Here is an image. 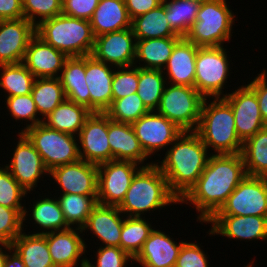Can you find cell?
I'll return each instance as SVG.
<instances>
[{"label":"cell","instance_id":"6da1fadb","mask_svg":"<svg viewBox=\"0 0 267 267\" xmlns=\"http://www.w3.org/2000/svg\"><path fill=\"white\" fill-rule=\"evenodd\" d=\"M247 176L241 153L211 154L196 184L180 200L195 207L197 222H207Z\"/></svg>","mask_w":267,"mask_h":267},{"label":"cell","instance_id":"7a4b0ae2","mask_svg":"<svg viewBox=\"0 0 267 267\" xmlns=\"http://www.w3.org/2000/svg\"><path fill=\"white\" fill-rule=\"evenodd\" d=\"M164 154L155 164L167 179L170 191L181 200L196 184L211 152L195 131H183Z\"/></svg>","mask_w":267,"mask_h":267},{"label":"cell","instance_id":"3957f363","mask_svg":"<svg viewBox=\"0 0 267 267\" xmlns=\"http://www.w3.org/2000/svg\"><path fill=\"white\" fill-rule=\"evenodd\" d=\"M180 205V200L170 191L167 179L154 163L141 167L130 183L123 201L117 206L128 217H145L165 207Z\"/></svg>","mask_w":267,"mask_h":267},{"label":"cell","instance_id":"277c9868","mask_svg":"<svg viewBox=\"0 0 267 267\" xmlns=\"http://www.w3.org/2000/svg\"><path fill=\"white\" fill-rule=\"evenodd\" d=\"M195 132L209 152L211 149V154L242 152L243 142L236 132L234 113L223 98H205Z\"/></svg>","mask_w":267,"mask_h":267},{"label":"cell","instance_id":"5b68a950","mask_svg":"<svg viewBox=\"0 0 267 267\" xmlns=\"http://www.w3.org/2000/svg\"><path fill=\"white\" fill-rule=\"evenodd\" d=\"M36 35L68 57L91 55L95 41L90 21L64 14L42 21Z\"/></svg>","mask_w":267,"mask_h":267},{"label":"cell","instance_id":"8992f818","mask_svg":"<svg viewBox=\"0 0 267 267\" xmlns=\"http://www.w3.org/2000/svg\"><path fill=\"white\" fill-rule=\"evenodd\" d=\"M235 16L227 0L202 2L196 21L184 37L198 47L225 46V42H231Z\"/></svg>","mask_w":267,"mask_h":267},{"label":"cell","instance_id":"52a82bcc","mask_svg":"<svg viewBox=\"0 0 267 267\" xmlns=\"http://www.w3.org/2000/svg\"><path fill=\"white\" fill-rule=\"evenodd\" d=\"M224 46L198 47L195 62L194 87L204 98H224L228 76L234 72ZM231 62V64H230Z\"/></svg>","mask_w":267,"mask_h":267},{"label":"cell","instance_id":"ba28073f","mask_svg":"<svg viewBox=\"0 0 267 267\" xmlns=\"http://www.w3.org/2000/svg\"><path fill=\"white\" fill-rule=\"evenodd\" d=\"M204 100L195 87L167 83L156 112L182 131H195Z\"/></svg>","mask_w":267,"mask_h":267},{"label":"cell","instance_id":"9c48e42d","mask_svg":"<svg viewBox=\"0 0 267 267\" xmlns=\"http://www.w3.org/2000/svg\"><path fill=\"white\" fill-rule=\"evenodd\" d=\"M42 157L49 172L60 165L80 159L77 136L49 128L39 123L22 132Z\"/></svg>","mask_w":267,"mask_h":267},{"label":"cell","instance_id":"30bf717a","mask_svg":"<svg viewBox=\"0 0 267 267\" xmlns=\"http://www.w3.org/2000/svg\"><path fill=\"white\" fill-rule=\"evenodd\" d=\"M214 215L267 216V178L247 175Z\"/></svg>","mask_w":267,"mask_h":267},{"label":"cell","instance_id":"8fae6325","mask_svg":"<svg viewBox=\"0 0 267 267\" xmlns=\"http://www.w3.org/2000/svg\"><path fill=\"white\" fill-rule=\"evenodd\" d=\"M142 166L131 161L112 160L98 165L97 202L118 206L132 178Z\"/></svg>","mask_w":267,"mask_h":267},{"label":"cell","instance_id":"7c38bea8","mask_svg":"<svg viewBox=\"0 0 267 267\" xmlns=\"http://www.w3.org/2000/svg\"><path fill=\"white\" fill-rule=\"evenodd\" d=\"M15 136L18 137V141L15 148H12L14 150L10 156L11 161L8 160L9 162L6 161L8 164L3 165L26 191L32 192L45 174L49 176V170L29 139L19 132Z\"/></svg>","mask_w":267,"mask_h":267},{"label":"cell","instance_id":"4fadbf2b","mask_svg":"<svg viewBox=\"0 0 267 267\" xmlns=\"http://www.w3.org/2000/svg\"><path fill=\"white\" fill-rule=\"evenodd\" d=\"M144 152L151 157L161 155L183 132L172 121L156 111H150L131 124ZM158 153V154H157Z\"/></svg>","mask_w":267,"mask_h":267},{"label":"cell","instance_id":"5bb4252c","mask_svg":"<svg viewBox=\"0 0 267 267\" xmlns=\"http://www.w3.org/2000/svg\"><path fill=\"white\" fill-rule=\"evenodd\" d=\"M77 139L80 159L95 165L113 160L108 142V116L105 113L92 112Z\"/></svg>","mask_w":267,"mask_h":267},{"label":"cell","instance_id":"9a60e30c","mask_svg":"<svg viewBox=\"0 0 267 267\" xmlns=\"http://www.w3.org/2000/svg\"><path fill=\"white\" fill-rule=\"evenodd\" d=\"M232 108L236 132L244 143L267 125L262 119L256 93L245 83L223 98Z\"/></svg>","mask_w":267,"mask_h":267},{"label":"cell","instance_id":"2e32d148","mask_svg":"<svg viewBox=\"0 0 267 267\" xmlns=\"http://www.w3.org/2000/svg\"><path fill=\"white\" fill-rule=\"evenodd\" d=\"M49 178L59 186L56 191L61 190L55 195H97L98 165L82 159L53 168L49 172Z\"/></svg>","mask_w":267,"mask_h":267},{"label":"cell","instance_id":"e0dca14e","mask_svg":"<svg viewBox=\"0 0 267 267\" xmlns=\"http://www.w3.org/2000/svg\"><path fill=\"white\" fill-rule=\"evenodd\" d=\"M136 39L131 28L95 37L91 55L115 68L131 67L135 63Z\"/></svg>","mask_w":267,"mask_h":267},{"label":"cell","instance_id":"ac0fdd59","mask_svg":"<svg viewBox=\"0 0 267 267\" xmlns=\"http://www.w3.org/2000/svg\"><path fill=\"white\" fill-rule=\"evenodd\" d=\"M206 224H212L207 233L210 237L222 235L231 240H267V216L213 215Z\"/></svg>","mask_w":267,"mask_h":267},{"label":"cell","instance_id":"d6986e66","mask_svg":"<svg viewBox=\"0 0 267 267\" xmlns=\"http://www.w3.org/2000/svg\"><path fill=\"white\" fill-rule=\"evenodd\" d=\"M81 228L69 227L46 234L55 267H85L88 250ZM87 253V255H86ZM80 264V265H79Z\"/></svg>","mask_w":267,"mask_h":267},{"label":"cell","instance_id":"ffe728a7","mask_svg":"<svg viewBox=\"0 0 267 267\" xmlns=\"http://www.w3.org/2000/svg\"><path fill=\"white\" fill-rule=\"evenodd\" d=\"M36 27L24 17L0 20V65L23 62Z\"/></svg>","mask_w":267,"mask_h":267},{"label":"cell","instance_id":"44dd1931","mask_svg":"<svg viewBox=\"0 0 267 267\" xmlns=\"http://www.w3.org/2000/svg\"><path fill=\"white\" fill-rule=\"evenodd\" d=\"M115 67L85 56V78L90 92V111L104 113L113 101L112 80Z\"/></svg>","mask_w":267,"mask_h":267},{"label":"cell","instance_id":"7402d4cb","mask_svg":"<svg viewBox=\"0 0 267 267\" xmlns=\"http://www.w3.org/2000/svg\"><path fill=\"white\" fill-rule=\"evenodd\" d=\"M171 237L172 235L154 227L133 262L138 263L140 267H175L177 257L185 242L184 240L176 242Z\"/></svg>","mask_w":267,"mask_h":267},{"label":"cell","instance_id":"603a6c76","mask_svg":"<svg viewBox=\"0 0 267 267\" xmlns=\"http://www.w3.org/2000/svg\"><path fill=\"white\" fill-rule=\"evenodd\" d=\"M125 215L117 206L97 204L85 225L81 228L83 235L91 232L100 246L120 247V235ZM86 231V232H85Z\"/></svg>","mask_w":267,"mask_h":267},{"label":"cell","instance_id":"cb8c5ba5","mask_svg":"<svg viewBox=\"0 0 267 267\" xmlns=\"http://www.w3.org/2000/svg\"><path fill=\"white\" fill-rule=\"evenodd\" d=\"M108 142L113 160L131 161L143 166L155 163L143 150L131 124L120 123L108 117ZM148 160V162H147Z\"/></svg>","mask_w":267,"mask_h":267},{"label":"cell","instance_id":"d4e9b609","mask_svg":"<svg viewBox=\"0 0 267 267\" xmlns=\"http://www.w3.org/2000/svg\"><path fill=\"white\" fill-rule=\"evenodd\" d=\"M68 56L35 35L29 42L23 63L36 78L59 77Z\"/></svg>","mask_w":267,"mask_h":267},{"label":"cell","instance_id":"484cf974","mask_svg":"<svg viewBox=\"0 0 267 267\" xmlns=\"http://www.w3.org/2000/svg\"><path fill=\"white\" fill-rule=\"evenodd\" d=\"M47 196L48 197H46V193L44 196H40L39 194V197L41 198L33 201V207L32 204L31 207L30 205H28L29 208L25 206L22 217L23 229L27 226L25 225V222L27 223V221L29 220H32L31 222H34L32 224H36L35 229H38L40 227L38 230H35L31 234L45 235L51 232L65 230L70 227L65 220L64 214L56 196L54 195V197H52V192L50 196Z\"/></svg>","mask_w":267,"mask_h":267},{"label":"cell","instance_id":"4316f807","mask_svg":"<svg viewBox=\"0 0 267 267\" xmlns=\"http://www.w3.org/2000/svg\"><path fill=\"white\" fill-rule=\"evenodd\" d=\"M198 46L182 37L175 45L162 70L167 83L194 87L195 62Z\"/></svg>","mask_w":267,"mask_h":267},{"label":"cell","instance_id":"83f0119b","mask_svg":"<svg viewBox=\"0 0 267 267\" xmlns=\"http://www.w3.org/2000/svg\"><path fill=\"white\" fill-rule=\"evenodd\" d=\"M58 78L66 99L90 110V92L85 78V56L68 57Z\"/></svg>","mask_w":267,"mask_h":267},{"label":"cell","instance_id":"f1b7e54d","mask_svg":"<svg viewBox=\"0 0 267 267\" xmlns=\"http://www.w3.org/2000/svg\"><path fill=\"white\" fill-rule=\"evenodd\" d=\"M125 0H99L98 6L90 19L94 37L102 34L131 28Z\"/></svg>","mask_w":267,"mask_h":267},{"label":"cell","instance_id":"f546056e","mask_svg":"<svg viewBox=\"0 0 267 267\" xmlns=\"http://www.w3.org/2000/svg\"><path fill=\"white\" fill-rule=\"evenodd\" d=\"M181 38L167 37L136 40L134 66L143 69L163 70L176 43Z\"/></svg>","mask_w":267,"mask_h":267},{"label":"cell","instance_id":"4dcf8cb0","mask_svg":"<svg viewBox=\"0 0 267 267\" xmlns=\"http://www.w3.org/2000/svg\"><path fill=\"white\" fill-rule=\"evenodd\" d=\"M91 113L85 106L65 99L42 123L54 130L77 136Z\"/></svg>","mask_w":267,"mask_h":267},{"label":"cell","instance_id":"1f68e13d","mask_svg":"<svg viewBox=\"0 0 267 267\" xmlns=\"http://www.w3.org/2000/svg\"><path fill=\"white\" fill-rule=\"evenodd\" d=\"M23 232L13 241L12 248L22 258L25 267H55L45 235Z\"/></svg>","mask_w":267,"mask_h":267},{"label":"cell","instance_id":"d6a6232c","mask_svg":"<svg viewBox=\"0 0 267 267\" xmlns=\"http://www.w3.org/2000/svg\"><path fill=\"white\" fill-rule=\"evenodd\" d=\"M131 29L136 40L182 37L168 24L166 8L163 3L157 8L132 19Z\"/></svg>","mask_w":267,"mask_h":267},{"label":"cell","instance_id":"836d02e7","mask_svg":"<svg viewBox=\"0 0 267 267\" xmlns=\"http://www.w3.org/2000/svg\"><path fill=\"white\" fill-rule=\"evenodd\" d=\"M241 154L247 175L267 178V126L243 143Z\"/></svg>","mask_w":267,"mask_h":267},{"label":"cell","instance_id":"e575fe53","mask_svg":"<svg viewBox=\"0 0 267 267\" xmlns=\"http://www.w3.org/2000/svg\"><path fill=\"white\" fill-rule=\"evenodd\" d=\"M35 79L23 62L0 65V89L5 98L30 94Z\"/></svg>","mask_w":267,"mask_h":267},{"label":"cell","instance_id":"d590c367","mask_svg":"<svg viewBox=\"0 0 267 267\" xmlns=\"http://www.w3.org/2000/svg\"><path fill=\"white\" fill-rule=\"evenodd\" d=\"M31 94L39 117L41 115L42 120L66 99L64 89L58 77L36 78Z\"/></svg>","mask_w":267,"mask_h":267},{"label":"cell","instance_id":"8d00e7d4","mask_svg":"<svg viewBox=\"0 0 267 267\" xmlns=\"http://www.w3.org/2000/svg\"><path fill=\"white\" fill-rule=\"evenodd\" d=\"M56 198L67 224L73 228H82L93 208L98 204L97 195L69 193L56 195Z\"/></svg>","mask_w":267,"mask_h":267},{"label":"cell","instance_id":"74e56055","mask_svg":"<svg viewBox=\"0 0 267 267\" xmlns=\"http://www.w3.org/2000/svg\"><path fill=\"white\" fill-rule=\"evenodd\" d=\"M153 222L146 217L125 216L120 235V248L131 258H135L141 251L145 240L154 230Z\"/></svg>","mask_w":267,"mask_h":267},{"label":"cell","instance_id":"f35d334b","mask_svg":"<svg viewBox=\"0 0 267 267\" xmlns=\"http://www.w3.org/2000/svg\"><path fill=\"white\" fill-rule=\"evenodd\" d=\"M167 80L162 70L143 69L138 67L137 94L150 111L159 106Z\"/></svg>","mask_w":267,"mask_h":267},{"label":"cell","instance_id":"ab89813d","mask_svg":"<svg viewBox=\"0 0 267 267\" xmlns=\"http://www.w3.org/2000/svg\"><path fill=\"white\" fill-rule=\"evenodd\" d=\"M166 18L171 28L184 37L196 21L200 4L188 0H163Z\"/></svg>","mask_w":267,"mask_h":267},{"label":"cell","instance_id":"60d3db41","mask_svg":"<svg viewBox=\"0 0 267 267\" xmlns=\"http://www.w3.org/2000/svg\"><path fill=\"white\" fill-rule=\"evenodd\" d=\"M150 112L137 93L112 101L104 112L111 120L132 124Z\"/></svg>","mask_w":267,"mask_h":267},{"label":"cell","instance_id":"b9f144b4","mask_svg":"<svg viewBox=\"0 0 267 267\" xmlns=\"http://www.w3.org/2000/svg\"><path fill=\"white\" fill-rule=\"evenodd\" d=\"M5 105L8 109L9 115L17 122L24 123V127L21 128L19 133H22L26 129L33 127L39 123H42V117H39L35 102L32 94L18 95L5 98Z\"/></svg>","mask_w":267,"mask_h":267},{"label":"cell","instance_id":"7bdbcfd3","mask_svg":"<svg viewBox=\"0 0 267 267\" xmlns=\"http://www.w3.org/2000/svg\"><path fill=\"white\" fill-rule=\"evenodd\" d=\"M0 164V205L16 209L22 216L25 209L24 200L31 192L26 191L11 175L10 171ZM24 201V203H22Z\"/></svg>","mask_w":267,"mask_h":267},{"label":"cell","instance_id":"ee69618b","mask_svg":"<svg viewBox=\"0 0 267 267\" xmlns=\"http://www.w3.org/2000/svg\"><path fill=\"white\" fill-rule=\"evenodd\" d=\"M62 14V0H23V17L35 27Z\"/></svg>","mask_w":267,"mask_h":267},{"label":"cell","instance_id":"f6af8a7d","mask_svg":"<svg viewBox=\"0 0 267 267\" xmlns=\"http://www.w3.org/2000/svg\"><path fill=\"white\" fill-rule=\"evenodd\" d=\"M99 249L95 251V261L93 262L89 257L86 260L85 267H128L129 262L133 265V258H131L120 247L113 246H98ZM89 258V259H88ZM91 260V261H90Z\"/></svg>","mask_w":267,"mask_h":267},{"label":"cell","instance_id":"bcb514c9","mask_svg":"<svg viewBox=\"0 0 267 267\" xmlns=\"http://www.w3.org/2000/svg\"><path fill=\"white\" fill-rule=\"evenodd\" d=\"M137 87L138 67L131 66L115 68L112 80L113 101L136 93Z\"/></svg>","mask_w":267,"mask_h":267},{"label":"cell","instance_id":"7dc6e473","mask_svg":"<svg viewBox=\"0 0 267 267\" xmlns=\"http://www.w3.org/2000/svg\"><path fill=\"white\" fill-rule=\"evenodd\" d=\"M22 217L16 209L0 205V242L12 244L23 232Z\"/></svg>","mask_w":267,"mask_h":267},{"label":"cell","instance_id":"c3c4849f","mask_svg":"<svg viewBox=\"0 0 267 267\" xmlns=\"http://www.w3.org/2000/svg\"><path fill=\"white\" fill-rule=\"evenodd\" d=\"M199 245L201 244L197 241H185L177 257L175 267H209V255L207 256L206 251L202 249L203 246Z\"/></svg>","mask_w":267,"mask_h":267},{"label":"cell","instance_id":"681fc988","mask_svg":"<svg viewBox=\"0 0 267 267\" xmlns=\"http://www.w3.org/2000/svg\"><path fill=\"white\" fill-rule=\"evenodd\" d=\"M98 3L99 0H62V14L90 21Z\"/></svg>","mask_w":267,"mask_h":267},{"label":"cell","instance_id":"f907efd6","mask_svg":"<svg viewBox=\"0 0 267 267\" xmlns=\"http://www.w3.org/2000/svg\"><path fill=\"white\" fill-rule=\"evenodd\" d=\"M247 85L256 93L259 109L264 123L267 125V69L263 68Z\"/></svg>","mask_w":267,"mask_h":267},{"label":"cell","instance_id":"816d5d0a","mask_svg":"<svg viewBox=\"0 0 267 267\" xmlns=\"http://www.w3.org/2000/svg\"><path fill=\"white\" fill-rule=\"evenodd\" d=\"M163 0H125L128 14L132 19L145 14L162 4Z\"/></svg>","mask_w":267,"mask_h":267},{"label":"cell","instance_id":"f5cc1de1","mask_svg":"<svg viewBox=\"0 0 267 267\" xmlns=\"http://www.w3.org/2000/svg\"><path fill=\"white\" fill-rule=\"evenodd\" d=\"M23 18V0H0V20Z\"/></svg>","mask_w":267,"mask_h":267},{"label":"cell","instance_id":"db71d44e","mask_svg":"<svg viewBox=\"0 0 267 267\" xmlns=\"http://www.w3.org/2000/svg\"><path fill=\"white\" fill-rule=\"evenodd\" d=\"M4 267H25V265L18 253L12 249L7 255Z\"/></svg>","mask_w":267,"mask_h":267},{"label":"cell","instance_id":"11a10c76","mask_svg":"<svg viewBox=\"0 0 267 267\" xmlns=\"http://www.w3.org/2000/svg\"><path fill=\"white\" fill-rule=\"evenodd\" d=\"M12 249V244L0 242V267H4L7 255Z\"/></svg>","mask_w":267,"mask_h":267},{"label":"cell","instance_id":"9f6ffc18","mask_svg":"<svg viewBox=\"0 0 267 267\" xmlns=\"http://www.w3.org/2000/svg\"><path fill=\"white\" fill-rule=\"evenodd\" d=\"M188 1H195V2H197L199 4H201L202 2H205V1H208V0H188Z\"/></svg>","mask_w":267,"mask_h":267},{"label":"cell","instance_id":"6f0895ef","mask_svg":"<svg viewBox=\"0 0 267 267\" xmlns=\"http://www.w3.org/2000/svg\"><path fill=\"white\" fill-rule=\"evenodd\" d=\"M253 263H254V260H253V261H251V262H249V264H247V265H244V267H253Z\"/></svg>","mask_w":267,"mask_h":267}]
</instances>
